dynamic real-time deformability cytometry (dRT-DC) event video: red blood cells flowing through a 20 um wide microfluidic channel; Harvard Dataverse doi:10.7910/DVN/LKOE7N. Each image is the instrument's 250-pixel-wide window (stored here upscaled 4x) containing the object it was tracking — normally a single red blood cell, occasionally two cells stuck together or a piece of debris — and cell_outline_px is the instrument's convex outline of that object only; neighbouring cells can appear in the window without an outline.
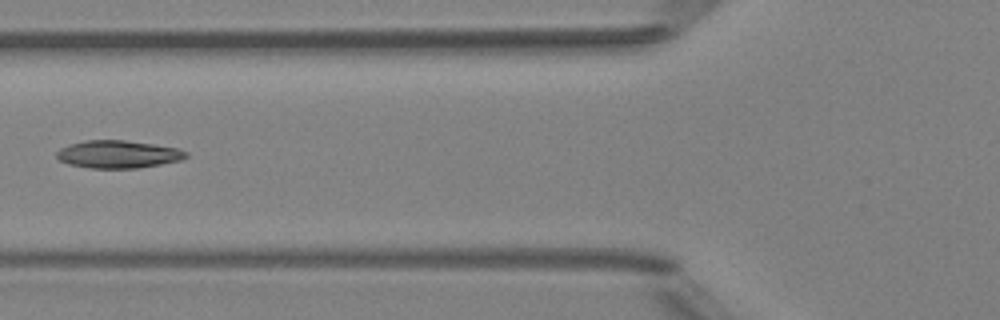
{"species": "Egyptian fruit bat (a non-hibernating species)", "species_latin": "Rousettus aegyptiacus", "temperature_condition": "room temperature", "stored_images_in_passage": 8, "camera_frame_rate_fps": 3000, "um_per_image_px": 0.085, "animal": {"sex": "female"}, "frame": {"image": 1, "passage_image": 8, "time_ms": 8.0, "image_size_px": [1000, 320], "cell_outline_px": [[188, 156], [180, 160], [160, 164], [136, 168], [92, 168], [68, 164], [60, 160], [56, 156], [56, 152], [60, 148], [72, 144], [88, 140], [124, 140], [152, 144], [176, 148], [188, 152]], "centroid_in_image_um": [10.03, 13.11], "position_along_channel_um": 115.8, "area_um2": 20.58}}